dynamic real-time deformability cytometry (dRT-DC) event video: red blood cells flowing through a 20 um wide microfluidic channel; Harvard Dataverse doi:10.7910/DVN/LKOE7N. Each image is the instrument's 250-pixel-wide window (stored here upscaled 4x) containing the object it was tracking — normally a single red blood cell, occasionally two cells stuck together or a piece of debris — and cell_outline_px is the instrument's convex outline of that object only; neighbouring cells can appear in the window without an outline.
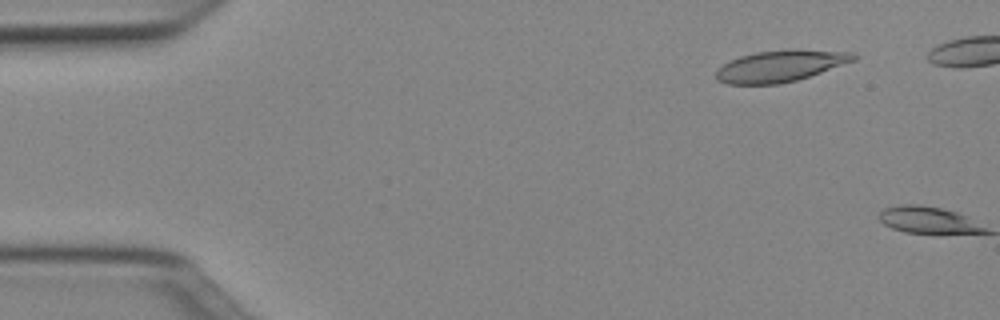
{"species": "Egyptian fruit bat (a non-hibernating species)", "species_latin": "Rousettus aegyptiacus", "temperature_condition": "cold", "stored_images_in_passage": 6, "camera_frame_rate_fps": 3000, "um_per_image_px": 0.085, "animal": {"sex": "female"}, "frame": {"image": 1, "passage_image": 5, "time_ms": 1.333, "image_size_px": [1000, 320], "cell_outline_px": [[856, 60], [796, 80], [780, 84], [728, 84], [716, 80], [716, 68], [740, 56], [756, 52], [788, 48], [792, 48], [852, 52], [856, 56]], "centroid_in_image_um": [66.32, 5.59], "position_along_channel_um": 18.7, "area_um2": 25.32}}